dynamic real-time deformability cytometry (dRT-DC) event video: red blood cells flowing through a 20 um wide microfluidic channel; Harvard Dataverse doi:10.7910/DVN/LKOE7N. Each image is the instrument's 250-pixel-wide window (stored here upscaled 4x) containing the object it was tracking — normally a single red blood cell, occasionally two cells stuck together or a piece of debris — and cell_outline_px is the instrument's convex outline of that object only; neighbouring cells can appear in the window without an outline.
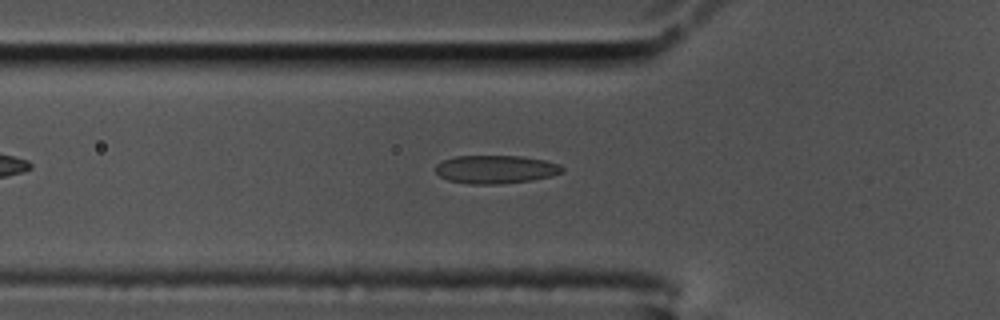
{"species": "common noctule bat (a hibernating species)", "species_latin": "Nyctalus noctula", "temperature_condition": "cold", "stored_images_in_passage": 43, "camera_frame_rate_fps": 3000, "um_per_image_px": 0.085, "animal": {"sex": "male", "body_mass_g": 17.5, "forearm_length_mm": 52.3}, "frame": {"image": 1, "passage_image": 11, "time_ms": 3.333, "image_size_px": [1000, 320], "cell_outline_px": [[564, 172], [552, 176], [532, 180], [500, 184], [468, 184], [448, 180], [440, 176], [436, 172], [436, 164], [444, 160], [456, 156], [520, 156], [544, 160], [560, 164], [564, 168]], "centroid_in_image_um": [42.16, 14.4], "position_along_channel_um": 83.6, "area_um2": 20.92}}
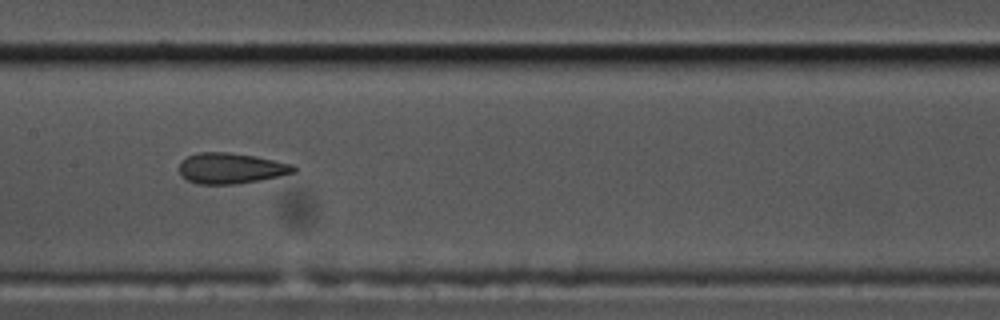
{"frame": {"image": 2, "passage_image": 20, "time_ms": 6.333, "image_size_px": [1000, 320], "cell_outline_px": [[296, 172], [260, 180], [236, 184], [200, 184], [188, 180], [180, 172], [180, 164], [188, 156], [200, 152], [228, 152], [256, 156], [292, 164], [296, 168]], "centroid_in_image_um": [19.66, 14.3], "position_along_channel_um": 187.7, "area_um2": 20.23}}
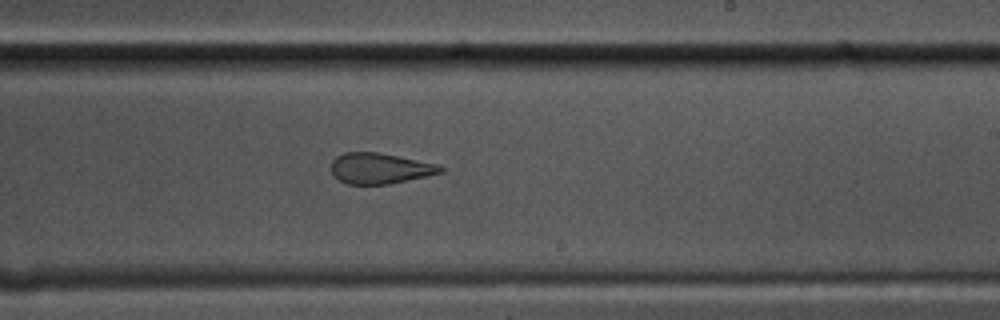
{"frame": {"image": 3, "passage_image": 26, "time_ms": 8.333, "image_size_px": [1000, 320], "cell_outline_px": [[444, 172], [428, 176], [388, 184], [348, 184], [340, 180], [332, 172], [332, 160], [336, 156], [344, 152], [376, 152], [440, 164], [444, 168]], "centroid_in_image_um": [32.33, 14.3], "position_along_channel_um": 256.7, "area_um2": 19.54}, "authors_computed_cell_mechanics": {"area_um2": 20.9236, "velocity_mm_per_s": 3.4525, "shape_relaxation_time_tau1_ms": null, "shape_relaxation_time_tau2_ms": 1.7787, "deformation_change_tau1": null, "deformation_change_tau2": 0.106}}